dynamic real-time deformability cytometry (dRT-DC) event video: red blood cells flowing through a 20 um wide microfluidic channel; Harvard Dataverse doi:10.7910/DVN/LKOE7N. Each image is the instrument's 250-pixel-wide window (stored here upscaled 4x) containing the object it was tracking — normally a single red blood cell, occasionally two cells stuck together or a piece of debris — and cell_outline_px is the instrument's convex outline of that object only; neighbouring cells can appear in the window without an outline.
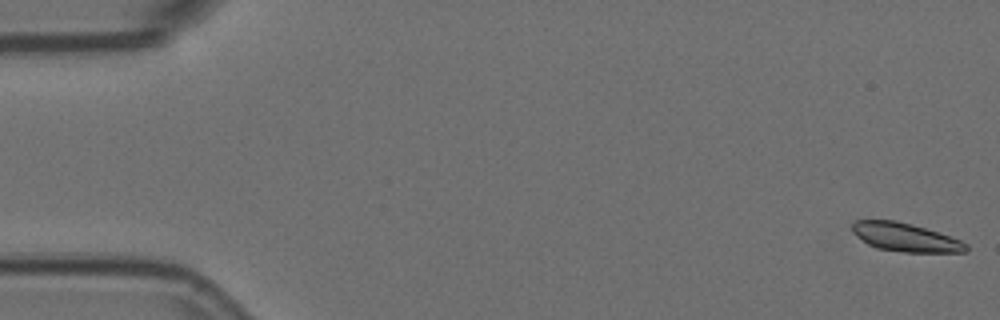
{"species": "Egyptian fruit bat (a non-hibernating species)", "species_latin": "Rousettus aegyptiacus", "temperature_condition": "room temperature", "stored_images_in_passage": 5, "camera_frame_rate_fps": 3000, "um_per_image_px": 0.085, "animal": {"sex": "female"}, "frame": {"image": 1, "passage_image": 1, "time_ms": 0.0, "image_size_px": [1000, 320], "cell_outline_px": [[968, 252], [904, 252], [876, 248], [868, 244], [856, 236], [852, 228], [852, 224], [856, 220], [896, 220], [912, 224], [960, 240], [968, 244]], "centroid_in_image_um": [76.95, 20.17], "position_along_channel_um": 8.1, "area_um2": 18.73}}
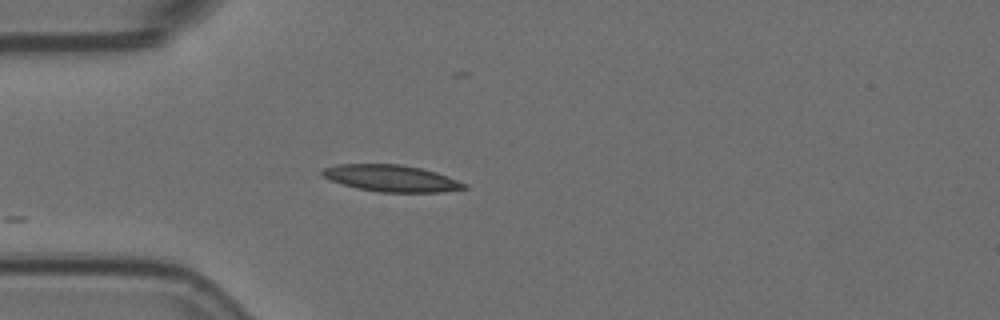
{"frame": {"image": 2, "passage_image": 5, "time_ms": 1.333, "image_size_px": [1000, 320], "cell_outline_px": [[468, 188], [444, 192], [380, 192], [356, 188], [332, 180], [324, 176], [320, 172], [324, 168], [336, 164], [400, 164], [420, 168], [436, 172], [448, 176], [468, 184]], "centroid_in_image_um": [33.31, 15.15], "position_along_channel_um": 51.7, "area_um2": 22.02}}